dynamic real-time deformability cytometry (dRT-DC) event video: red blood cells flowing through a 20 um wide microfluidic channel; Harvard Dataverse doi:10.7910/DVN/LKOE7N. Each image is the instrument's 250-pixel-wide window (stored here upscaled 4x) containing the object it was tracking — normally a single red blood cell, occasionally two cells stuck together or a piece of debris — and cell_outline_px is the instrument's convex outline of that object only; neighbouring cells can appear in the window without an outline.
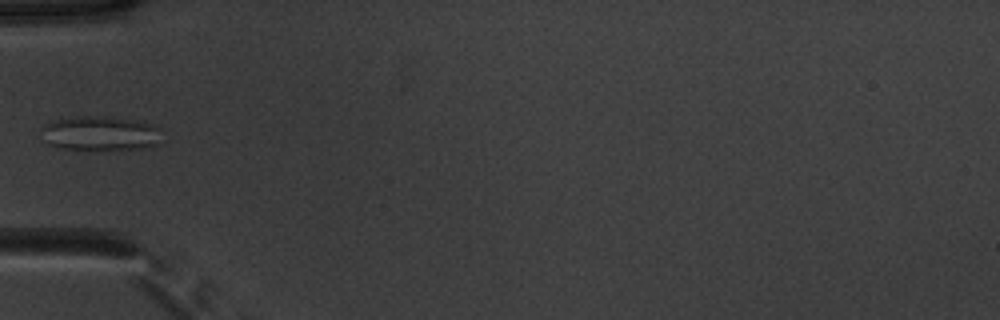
{"species": "common noctule bat (a hibernating species)", "species_latin": "Nyctalus noctula", "temperature_condition": "warm", "stored_images_in_passage": 35, "camera_frame_rate_fps": 3000, "um_per_image_px": 0.085, "animal": {"sex": "male", "body_mass_g": 20.1, "forearm_length_mm": 53.5}, "frame": {"image": 1, "passage_image": 1, "time_ms": 0.0, "image_size_px": [1000, 320], "cell_outline_px": [[160, 128], [156, 144], [144, 148], [60, 148], [44, 144], [40, 128], [44, 124], [56, 120], [80, 116], [104, 116], [136, 120], [152, 124]], "centroid_in_image_um": [8.44, 11.31], "position_along_channel_um": 76.6, "area_um2": 23.76}}
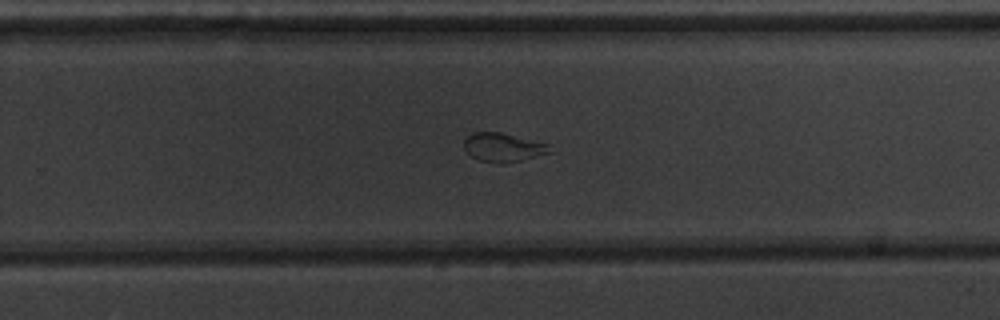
{"frame": {"image": 2, "passage_image": 17, "time_ms": 5.333, "image_size_px": [1000, 320], "cell_outline_px": [[552, 152], [520, 160], [500, 164], [496, 164], [480, 160], [472, 156], [464, 148], [464, 140], [472, 132], [500, 132], [548, 144]], "centroid_in_image_um": [42.74, 12.53], "position_along_channel_um": 287.1, "area_um2": 14.16}}
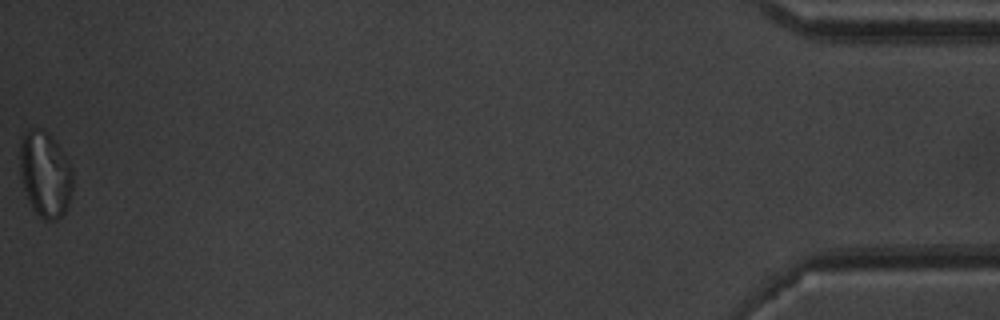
{"frame": {"image": 3, "passage_image": 35, "time_ms": 11.333, "image_size_px": [1000, 320], "cell_outline_px": [[72, 188], [68, 204], [64, 212], [56, 220], [44, 220], [32, 208], [24, 188], [20, 172], [20, 140], [28, 128], [36, 128], [44, 132], [56, 144], [72, 168]], "centroid_in_image_um": [3.82, 14.83], "position_along_channel_um": 431.4, "area_um2": 25.78}}